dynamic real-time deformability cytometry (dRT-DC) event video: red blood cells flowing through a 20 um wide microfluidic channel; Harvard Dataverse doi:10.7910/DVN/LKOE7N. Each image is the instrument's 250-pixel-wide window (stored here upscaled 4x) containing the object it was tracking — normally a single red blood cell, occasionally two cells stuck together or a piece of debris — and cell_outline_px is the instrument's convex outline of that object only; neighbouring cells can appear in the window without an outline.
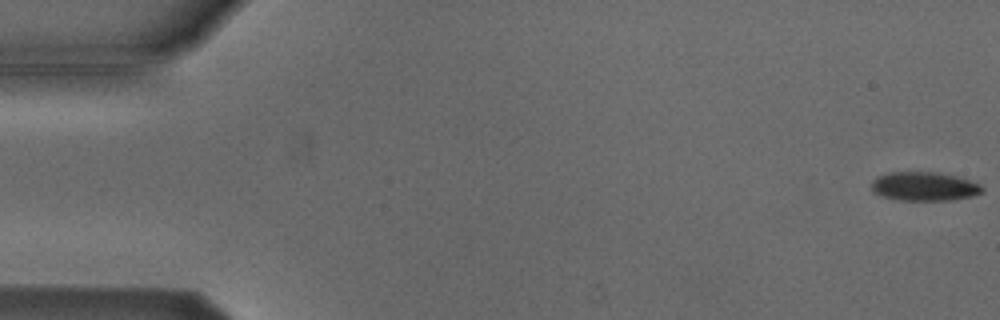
{"species": "Egyptian fruit bat (a non-hibernating species)", "species_latin": "Rousettus aegyptiacus", "temperature_condition": "cold", "stored_images_in_passage": 54, "camera_frame_rate_fps": 3000, "um_per_image_px": 0.085, "animal": {"sex": "male"}, "frame": {"image": 1, "passage_image": 1, "time_ms": 0.0, "image_size_px": [1000, 320], "cell_outline_px": [[984, 192], [972, 196], [948, 200], [900, 200], [884, 196], [872, 192], [872, 180], [876, 176], [888, 172], [936, 172], [956, 176], [980, 184], [984, 188]], "centroid_in_image_um": [78.55, 15.83], "position_along_channel_um": 6.4, "area_um2": 18.61}}
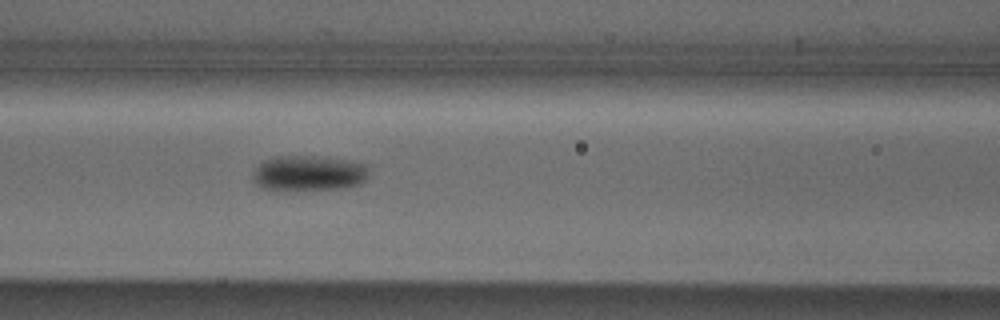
{"frame": {"image": 2, "passage_image": 23, "time_ms": 7.333, "image_size_px": [1000, 320], "cell_outline_px": [[368, 176], [360, 184], [340, 188], [284, 192], [276, 192], [260, 188], [252, 180], [252, 172], [264, 160], [276, 156], [324, 156], [368, 164]], "centroid_in_image_um": [26.18, 14.75], "position_along_channel_um": 140.4, "area_um2": 24.8}}
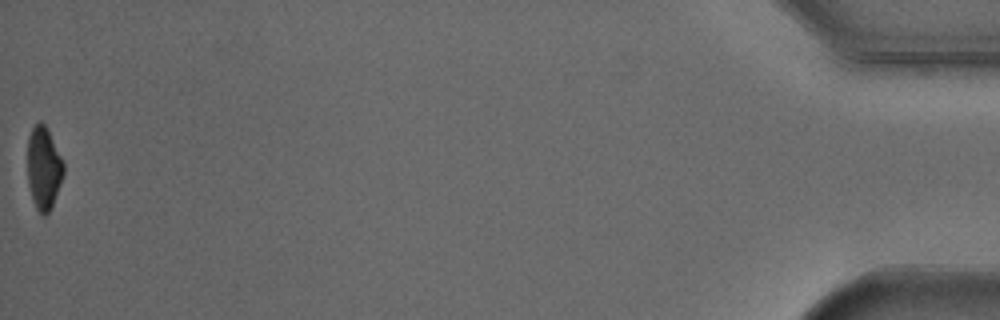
{"frame": {"image": 3, "passage_image": 54, "time_ms": 17.667, "image_size_px": [1000, 320], "cell_outline_px": [[64, 172], [52, 208], [44, 216], [36, 208], [32, 200], [28, 184], [28, 136], [32, 128], [40, 120], [44, 124], [64, 164]], "centroid_in_image_um": [3.7, 14.32], "position_along_channel_um": 431.5, "area_um2": 17.11}, "authors_computed_cell_mechanics": {"area_um2": 20.6057, "velocity_mm_per_s": 3.8354, "shape_relaxation_time_tau1_ms": 2.3368, "shape_relaxation_time_tau2_ms": null, "deformation_change_tau1": 0.0746, "deformation_change_tau2": null}}